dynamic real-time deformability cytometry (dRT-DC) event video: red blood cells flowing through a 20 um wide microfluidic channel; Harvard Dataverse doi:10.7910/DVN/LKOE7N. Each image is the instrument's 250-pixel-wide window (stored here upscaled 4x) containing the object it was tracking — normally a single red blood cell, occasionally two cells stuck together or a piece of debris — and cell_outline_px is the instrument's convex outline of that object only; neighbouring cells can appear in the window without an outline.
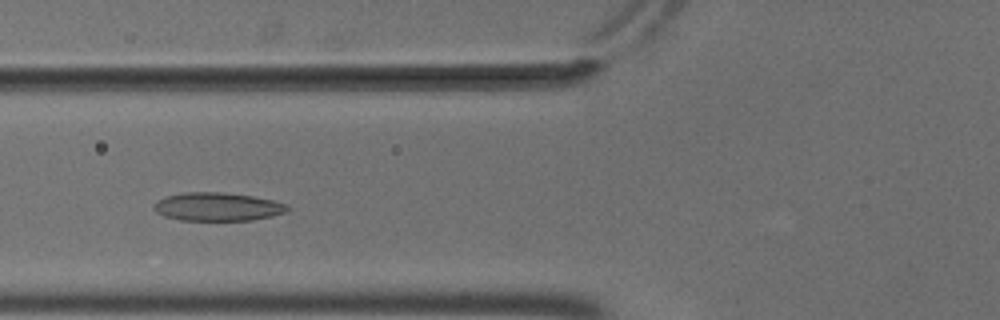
{"species": "common noctule bat (a hibernating species)", "species_latin": "Nyctalus noctula", "temperature_condition": "cold", "stored_images_in_passage": 50, "camera_frame_rate_fps": 3000, "um_per_image_px": 0.085, "animal": {"sex": "male", "body_mass_g": 18.8}, "frame": {"image": 1, "passage_image": 17, "time_ms": 5.333, "image_size_px": [1000, 320], "cell_outline_px": [[292, 208], [288, 212], [272, 216], [252, 220], [180, 220], [164, 216], [156, 212], [152, 208], [152, 204], [164, 196], [184, 192], [224, 192], [252, 196], [272, 200], [288, 204]], "centroid_in_image_um": [18.49, 17.57], "position_along_channel_um": 107.3, "area_um2": 22.37}}
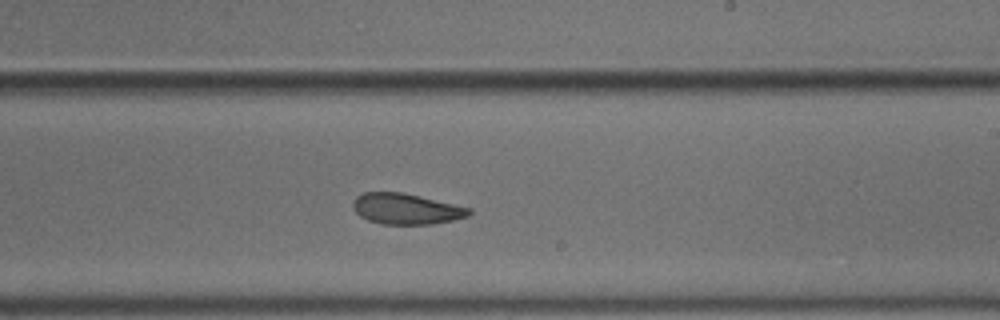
{"frame": {"image": 2, "passage_image": 29, "time_ms": 9.333, "image_size_px": [1000, 320], "cell_outline_px": [[472, 212], [468, 216], [452, 220], [432, 224], [380, 224], [368, 220], [360, 216], [352, 208], [352, 200], [356, 196], [364, 192], [404, 192], [472, 208]], "centroid_in_image_um": [34.5, 17.74], "position_along_channel_um": 254.5, "area_um2": 21.04}}
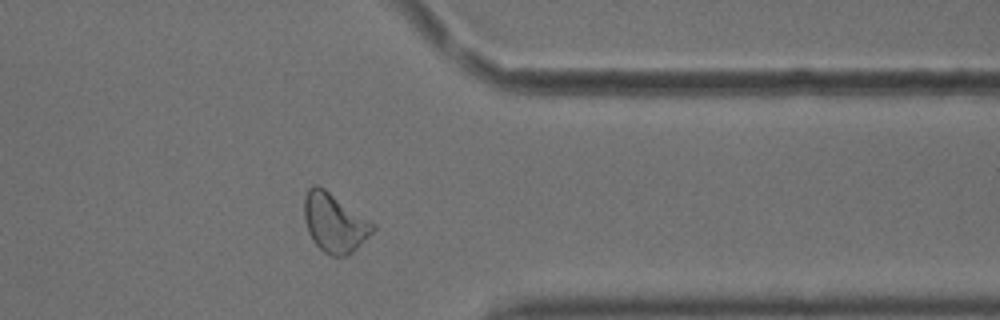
{"frame": {"image": 3, "passage_image": 40, "time_ms": 13.0, "image_size_px": [1000, 320], "cell_outline_px": [[376, 228], [348, 256], [332, 256], [324, 252], [312, 240], [308, 232], [304, 220], [304, 196], [308, 188], [312, 184], [316, 184], [324, 188], [376, 224]], "centroid_in_image_um": [28.41, 18.92], "position_along_channel_um": 383.0, "area_um2": 23.52}, "authors_computed_cell_mechanics": {"area_um2": 22.7443, "velocity_mm_per_s": 3.6757, "shape_relaxation_time_tau1_ms": 7.0136, "shape_relaxation_time_tau2_ms": 5.078, "deformation_change_tau1": 0.1333, "deformation_change_tau2": 0.1052}}